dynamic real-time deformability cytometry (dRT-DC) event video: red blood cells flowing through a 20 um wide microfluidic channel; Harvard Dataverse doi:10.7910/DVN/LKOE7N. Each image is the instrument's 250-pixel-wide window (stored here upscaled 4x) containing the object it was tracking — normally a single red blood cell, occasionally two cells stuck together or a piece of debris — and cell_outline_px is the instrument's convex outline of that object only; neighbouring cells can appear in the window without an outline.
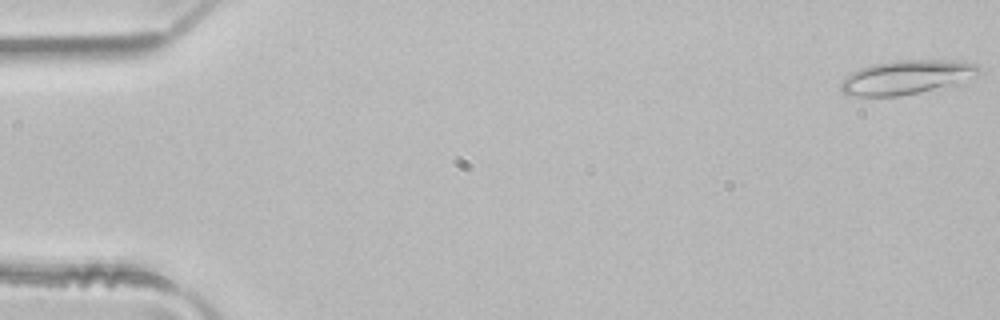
{"species": "common noctule bat (a hibernating species)", "species_latin": "Nyctalus noctula", "temperature_condition": "room temperature", "stored_images_in_passage": 10, "camera_frame_rate_fps": 3000, "um_per_image_px": 0.085, "animal": {"sex": "male", "body_mass_g": 21.5, "forearm_length_mm": 52.0}, "frame": {"image": 1, "passage_image": 1, "time_ms": 0.0, "image_size_px": [1000, 320], "cell_outline_px": [[980, 72], [976, 76], [920, 92], [896, 96], [856, 96], [844, 92], [840, 88], [840, 84], [844, 76], [860, 68], [872, 64], [892, 60], [964, 60], [976, 64], [980, 68]], "centroid_in_image_um": [77.02, 6.53], "position_along_channel_um": 8.0, "area_um2": 27.11}}